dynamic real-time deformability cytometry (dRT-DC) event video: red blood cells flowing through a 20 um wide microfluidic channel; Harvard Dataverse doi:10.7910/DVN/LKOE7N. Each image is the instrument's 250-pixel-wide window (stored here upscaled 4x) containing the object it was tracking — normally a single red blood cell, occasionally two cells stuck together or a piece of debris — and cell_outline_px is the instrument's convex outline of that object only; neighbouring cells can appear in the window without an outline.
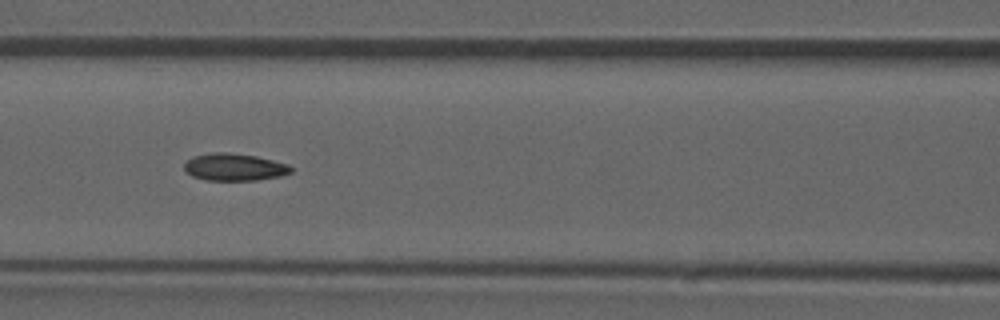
{"species": "common noctule bat (a hibernating species)", "species_latin": "Nyctalus noctula", "temperature_condition": "room temperature", "stored_images_in_passage": 52, "camera_frame_rate_fps": 3000, "um_per_image_px": 0.085, "animal": {"sex": "male", "forearm_length_mm": 52.5}, "frame": {"image": 1, "passage_image": 23, "time_ms": 7.333, "image_size_px": [1000, 320], "cell_outline_px": [[292, 172], [280, 176], [256, 180], [208, 180], [192, 176], [184, 168], [184, 164], [192, 156], [212, 152], [228, 152], [256, 156], [288, 164], [292, 168]], "centroid_in_image_um": [19.92, 14.19], "position_along_channel_um": 146.7, "area_um2": 16.88}, "authors_computed_cell_mechanics": {"area_um2": 16.8776, "velocity_mm_per_s": 3.9083, "shape_relaxation_time_tau1_ms": null, "shape_relaxation_time_tau2_ms": 2.7551, "deformation_change_tau1": null, "deformation_change_tau2": 0.0778}}